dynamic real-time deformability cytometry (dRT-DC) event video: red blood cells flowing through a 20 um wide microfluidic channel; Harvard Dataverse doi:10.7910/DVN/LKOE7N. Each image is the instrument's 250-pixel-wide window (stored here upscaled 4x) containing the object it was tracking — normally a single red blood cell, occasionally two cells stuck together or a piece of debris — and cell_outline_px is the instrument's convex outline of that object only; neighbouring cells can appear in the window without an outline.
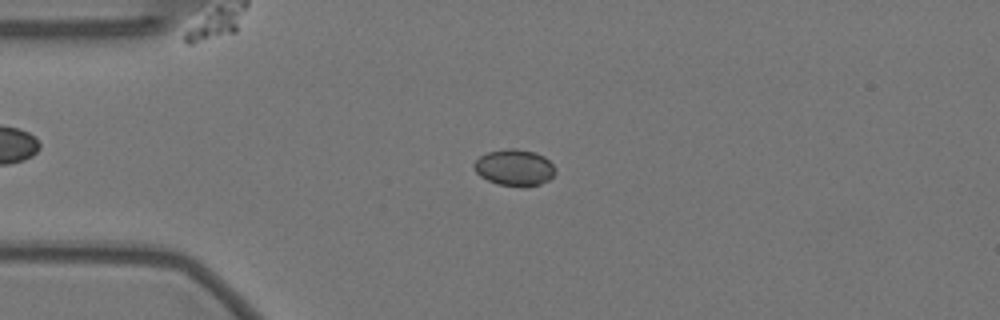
{"species": "Egyptian fruit bat (a non-hibernating species)", "species_latin": "Rousettus aegyptiacus", "temperature_condition": "warm", "stored_images_in_passage": 56, "camera_frame_rate_fps": 3000, "um_per_image_px": 0.085, "animal": {"sex": "female"}, "frame": {"image": 1, "passage_image": 12, "time_ms": 3.667, "image_size_px": [1000, 320], "cell_outline_px": [[556, 172], [548, 180], [540, 184], [524, 188], [520, 188], [496, 184], [480, 176], [472, 168], [472, 164], [480, 156], [488, 152], [504, 148], [516, 148], [536, 152], [544, 156], [552, 164]], "centroid_in_image_um": [43.71, 14.25], "position_along_channel_um": 41.3, "area_um2": 17.63}}
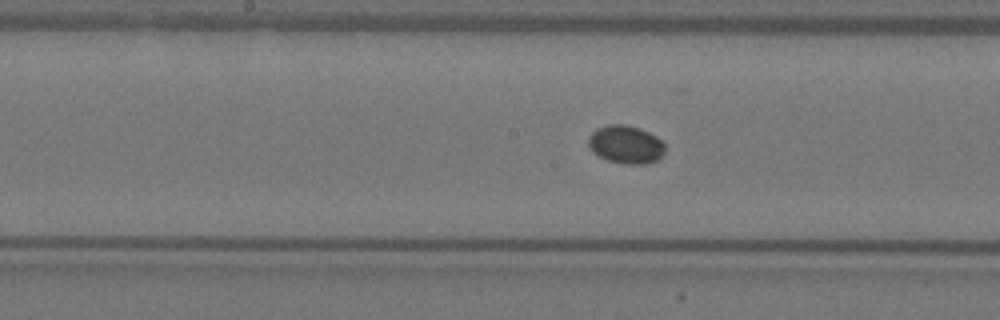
{"frame": {"image": 2, "passage_image": 27, "time_ms": 8.667, "image_size_px": [1000, 320], "cell_outline_px": [[664, 152], [656, 160], [644, 164], [628, 164], [608, 160], [592, 152], [588, 148], [588, 136], [596, 128], [608, 124], [624, 124], [640, 128], [656, 136], [664, 144]], "centroid_in_image_um": [53.15, 12.26], "position_along_channel_um": 195.1, "area_um2": 16.99}}
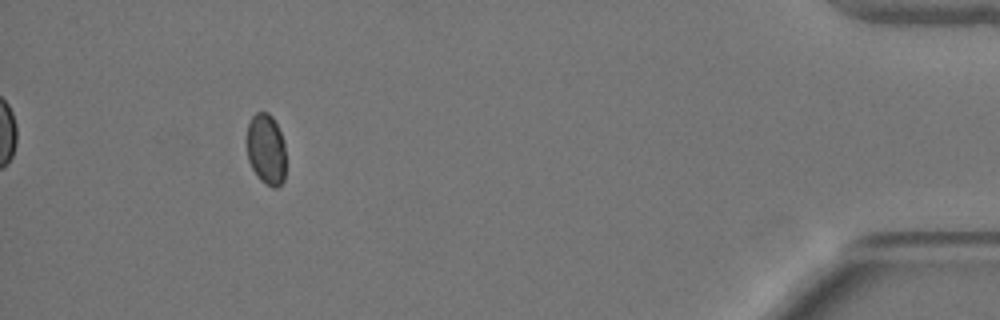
{"frame": {"image": 3, "passage_image": 51, "time_ms": 16.667, "image_size_px": [1000, 320], "cell_outline_px": [[284, 180], [276, 188], [272, 188], [260, 180], [252, 168], [248, 160], [248, 124], [252, 116], [256, 112], [268, 112], [272, 116], [280, 132], [284, 144]], "centroid_in_image_um": [22.62, 12.69], "position_along_channel_um": 412.6, "area_um2": 15.9}, "authors_computed_cell_mechanics": {"area_um2": 16.8198, "velocity_mm_per_s": 3.5199, "shape_relaxation_time_tau1_ms": 2.6433, "shape_relaxation_time_tau2_ms": null, "deformation_change_tau1": 0.0304, "deformation_change_tau2": null}}